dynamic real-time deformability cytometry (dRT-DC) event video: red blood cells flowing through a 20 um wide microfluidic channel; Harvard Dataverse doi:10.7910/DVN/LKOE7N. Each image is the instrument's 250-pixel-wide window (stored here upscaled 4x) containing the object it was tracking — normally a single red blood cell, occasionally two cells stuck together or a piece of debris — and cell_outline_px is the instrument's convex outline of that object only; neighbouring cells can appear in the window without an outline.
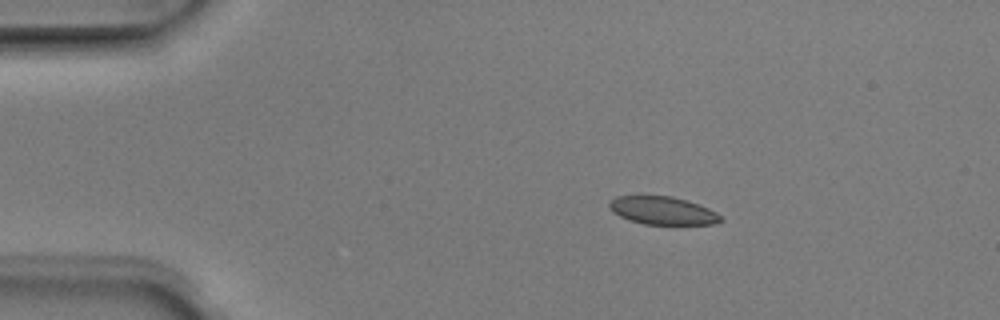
{"species": "Egyptian fruit bat (a non-hibernating species)", "species_latin": "Rousettus aegyptiacus", "temperature_condition": "room temperature", "stored_images_in_passage": 7, "camera_frame_rate_fps": 3000, "um_per_image_px": 0.085, "animal": {"sex": "male"}, "frame": {"image": 1, "passage_image": 3, "time_ms": 0.667, "image_size_px": [1000, 320], "cell_outline_px": [[724, 220], [712, 224], [644, 224], [628, 220], [612, 212], [608, 208], [608, 200], [616, 196], [672, 196], [688, 200], [708, 208], [716, 212]], "centroid_in_image_um": [56.28, 17.89], "position_along_channel_um": 28.7, "area_um2": 18.26}}
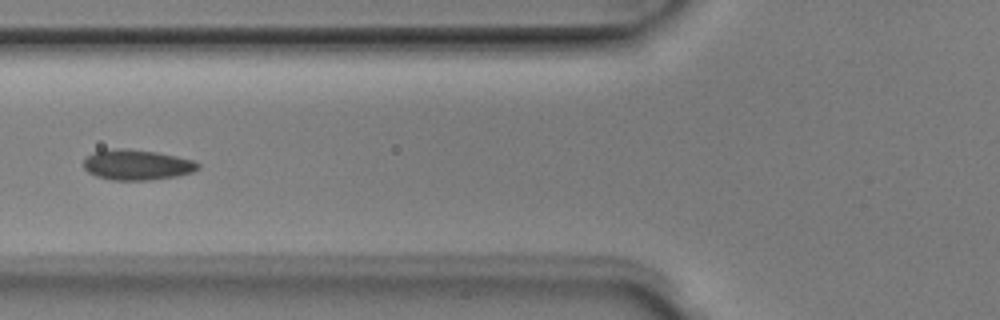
{"frame": {"image": 2, "passage_image": 6, "time_ms": 1.667, "image_size_px": [1000, 320], "cell_outline_px": [[200, 168], [192, 172], [176, 176], [152, 180], [112, 180], [96, 176], [88, 172], [84, 168], [84, 160], [92, 152], [116, 148], [120, 148], [156, 152], [176, 156], [192, 160], [200, 164]], "centroid_in_image_um": [11.64, 14.02], "position_along_channel_um": 114.2, "area_um2": 20.17}}
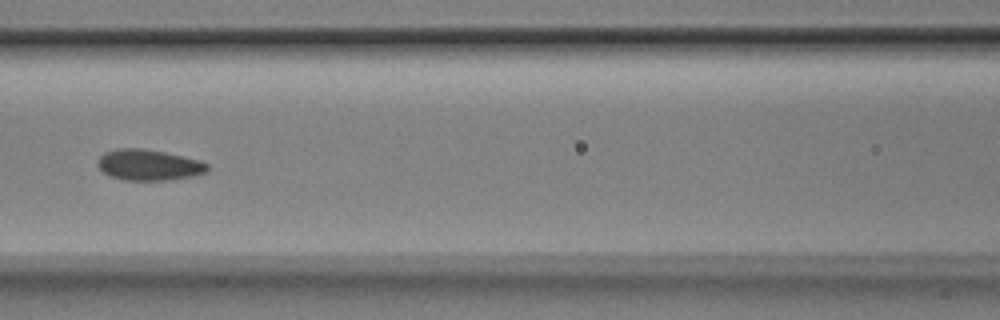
{"frame": {"image": 3, "passage_image": 7, "time_ms": 2.0, "image_size_px": [1000, 320], "cell_outline_px": [[208, 172], [192, 176], [168, 180], [124, 180], [112, 176], [104, 172], [96, 164], [100, 156], [104, 152], [116, 148], [144, 148], [164, 152], [200, 160], [208, 164]], "centroid_in_image_um": [12.64, 14.01], "position_along_channel_um": 154.0, "area_um2": 19.77}}